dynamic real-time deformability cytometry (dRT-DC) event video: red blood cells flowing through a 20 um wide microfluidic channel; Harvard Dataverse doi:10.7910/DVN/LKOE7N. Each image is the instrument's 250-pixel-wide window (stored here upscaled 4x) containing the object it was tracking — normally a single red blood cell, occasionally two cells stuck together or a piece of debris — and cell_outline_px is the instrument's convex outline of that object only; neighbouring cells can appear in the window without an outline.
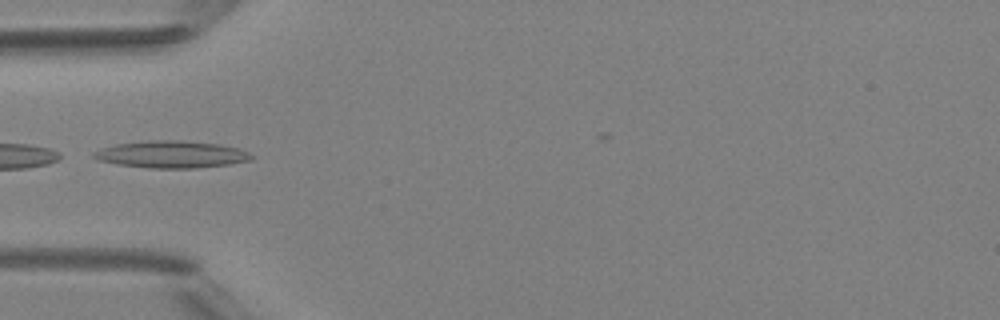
{"species": "Egyptian fruit bat (a non-hibernating species)", "species_latin": "Rousettus aegyptiacus", "temperature_condition": "room temperature", "stored_images_in_passage": 4, "camera_frame_rate_fps": 3000, "um_per_image_px": 0.085, "animal": {"sex": "female"}, "frame": {"image": 1, "passage_image": 1, "time_ms": 0.0, "image_size_px": [1000, 320], "cell_outline_px": [[256, 156], [252, 160], [228, 164], [196, 168], [148, 168], [116, 164], [100, 160], [92, 156], [92, 152], [100, 148], [116, 144], [152, 140], [180, 140], [220, 144], [236, 148], [248, 152]], "centroid_in_image_um": [14.57, 13.12], "position_along_channel_um": 70.4, "area_um2": 24.91}}